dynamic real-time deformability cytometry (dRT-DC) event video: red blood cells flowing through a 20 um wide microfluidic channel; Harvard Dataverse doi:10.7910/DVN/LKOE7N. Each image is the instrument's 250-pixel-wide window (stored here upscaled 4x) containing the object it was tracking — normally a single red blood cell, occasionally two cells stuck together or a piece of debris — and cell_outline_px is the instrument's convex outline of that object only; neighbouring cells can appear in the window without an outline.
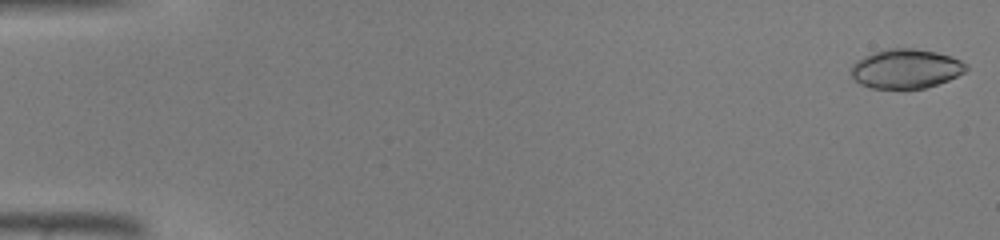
{"species": "common noctule bat (a hibernating species)", "species_latin": "Nyctalus noctula", "temperature_condition": "warm", "stored_images_in_passage": 45, "camera_frame_rate_fps": 3000, "um_per_image_px": 0.085, "animal": {"sex": "male", "body_mass_g": 19.0, "forearm_length_mm": 50.8}, "frame": {"image": 1, "passage_image": 1, "time_ms": 0.0, "image_size_px": [1000, 240], "cell_outline_px": [[968, 68], [964, 72], [948, 80], [924, 88], [904, 92], [872, 88], [860, 84], [852, 76], [852, 64], [856, 60], [864, 56], [888, 48], [912, 48], [936, 52], [960, 60], [968, 64]], "centroid_in_image_um": [76.98, 5.89], "position_along_channel_um": 8.0, "area_um2": 26.82}}
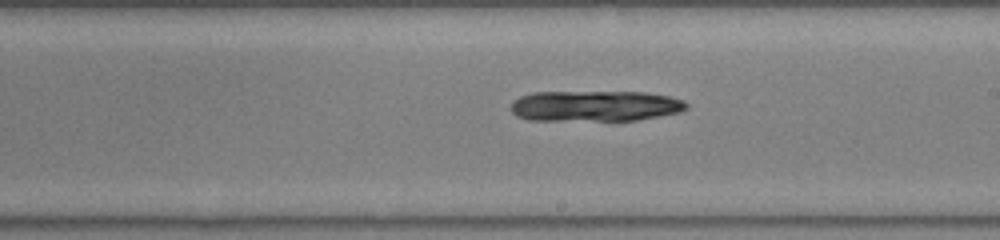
{"frame": {"image": 2, "passage_image": 27, "time_ms": 8.667, "image_size_px": [1000, 240], "cell_outline_px": [[688, 108], [680, 112], [636, 120], [528, 120], [516, 116], [512, 112], [512, 100], [520, 96], [532, 92], [644, 92], [668, 96], [684, 100], [688, 104]], "centroid_in_image_um": [50.57, 9.0], "position_along_channel_um": 238.4, "area_um2": 31.56}}
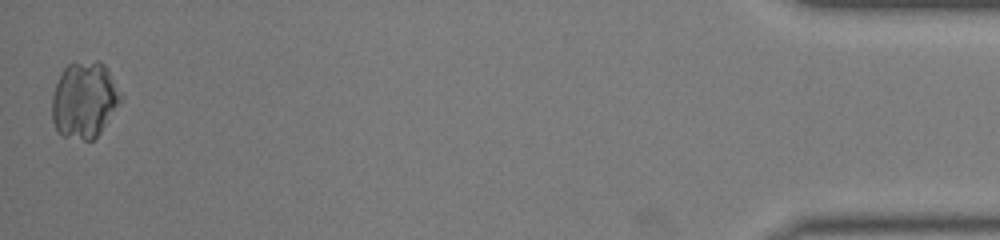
{"frame": {"image": 3, "passage_image": 45, "time_ms": 14.667, "image_size_px": [1000, 240], "cell_outline_px": [[124, 96], [100, 132], [92, 140], [84, 140], [60, 136], [56, 132], [52, 120], [52, 96], [56, 84], [64, 68], [68, 64], [96, 60], [100, 60], [104, 64]], "centroid_in_image_um": [7.16, 8.5], "position_along_channel_um": 428.0, "area_um2": 30.63}}